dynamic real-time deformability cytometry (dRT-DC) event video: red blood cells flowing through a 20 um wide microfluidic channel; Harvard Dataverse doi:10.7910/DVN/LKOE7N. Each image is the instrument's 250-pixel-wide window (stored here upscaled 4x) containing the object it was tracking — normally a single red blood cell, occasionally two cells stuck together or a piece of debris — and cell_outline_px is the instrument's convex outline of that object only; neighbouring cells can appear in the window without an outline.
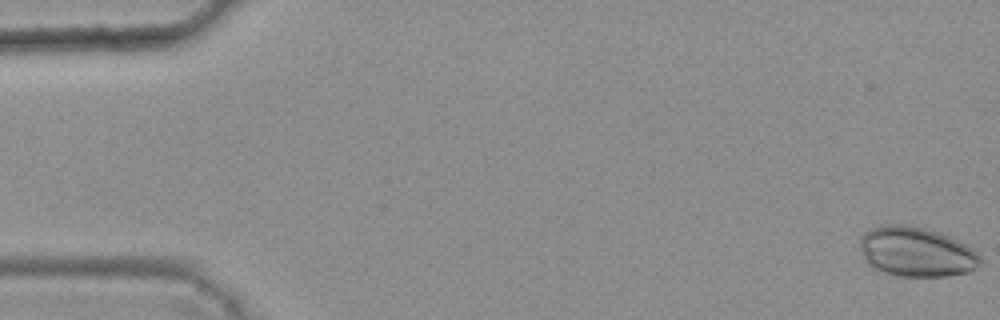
{"species": "common noctule bat (a hibernating species)", "species_latin": "Nyctalus noctula", "temperature_condition": "warm", "stored_images_in_passage": 6, "camera_frame_rate_fps": 3000, "um_per_image_px": 0.085, "animal": {"sex": "female", "body_mass_g": 25.1}, "frame": {"image": 1, "passage_image": 1, "time_ms": 0.0, "image_size_px": [1000, 320], "cell_outline_px": [[980, 260], [968, 272], [944, 276], [900, 276], [872, 268], [864, 260], [860, 248], [860, 240], [864, 232], [872, 228], [888, 224], [900, 224], [924, 228], [948, 236], [972, 248], [980, 256]], "centroid_in_image_um": [77.82, 21.4], "position_along_channel_um": 7.2, "area_um2": 34.33}}
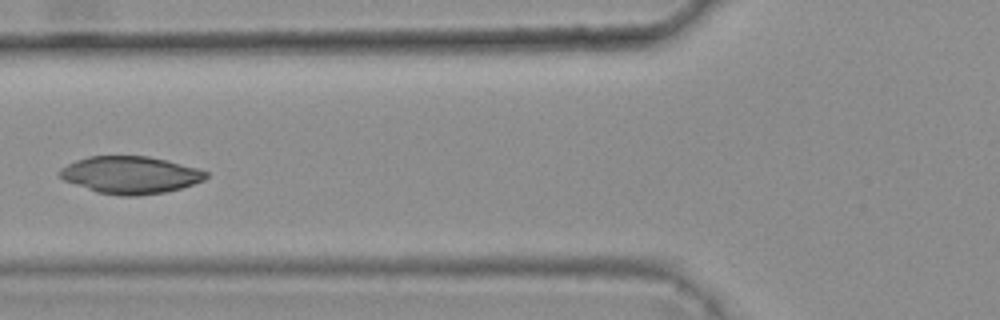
{"frame": {"image": 2, "passage_image": 6, "time_ms": 1.667, "image_size_px": [1000, 320], "cell_outline_px": [[208, 176], [204, 180], [180, 188], [164, 192], [136, 196], [124, 196], [96, 192], [64, 180], [60, 176], [60, 168], [76, 160], [88, 156], [148, 156], [200, 168], [208, 172]], "centroid_in_image_um": [11.1, 14.86], "position_along_channel_um": 114.7, "area_um2": 31.67}}